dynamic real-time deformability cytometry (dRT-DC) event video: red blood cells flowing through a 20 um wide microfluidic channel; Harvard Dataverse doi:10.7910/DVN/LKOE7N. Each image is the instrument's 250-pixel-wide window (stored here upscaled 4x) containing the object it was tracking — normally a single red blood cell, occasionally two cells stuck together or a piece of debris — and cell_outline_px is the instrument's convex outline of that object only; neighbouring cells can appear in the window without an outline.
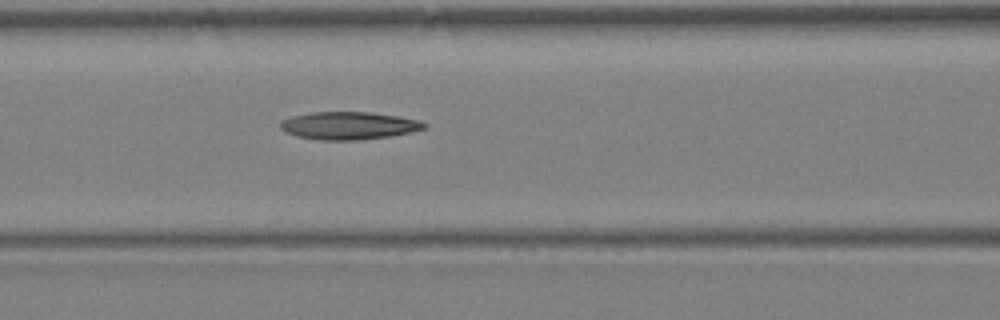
{"species": "Egyptian fruit bat (a non-hibernating species)", "species_latin": "Rousettus aegyptiacus", "temperature_condition": "warm", "stored_images_in_passage": 5, "camera_frame_rate_fps": 3000, "um_per_image_px": 0.085, "animal": {"sex": "female"}, "frame": {"image": 1, "passage_image": 5, "time_ms": 4.667, "image_size_px": [1000, 320], "cell_outline_px": [[428, 128], [412, 132], [392, 136], [356, 140], [320, 140], [296, 136], [284, 132], [280, 128], [280, 120], [292, 116], [312, 112], [368, 112], [396, 116], [420, 120], [428, 124]], "centroid_in_image_um": [29.65, 10.68], "position_along_channel_um": 136.9, "area_um2": 23.41}}